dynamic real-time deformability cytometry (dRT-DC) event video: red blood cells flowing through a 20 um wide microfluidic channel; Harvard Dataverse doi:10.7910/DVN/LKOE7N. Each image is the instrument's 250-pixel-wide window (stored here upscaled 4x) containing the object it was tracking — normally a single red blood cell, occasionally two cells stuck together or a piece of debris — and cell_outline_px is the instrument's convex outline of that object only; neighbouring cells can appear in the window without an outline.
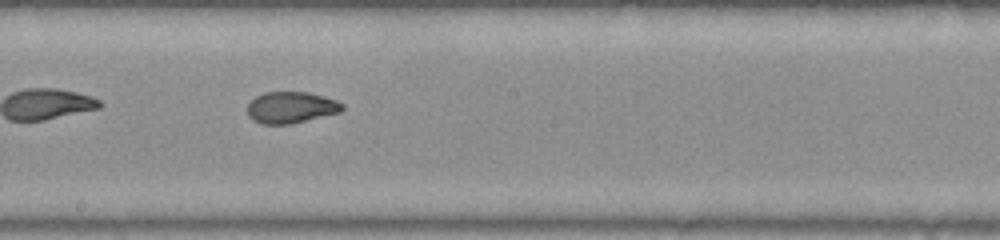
{"species": "common noctule bat (a hibernating species)", "species_latin": "Nyctalus noctula", "temperature_condition": "warm", "stored_images_in_passage": 28, "camera_frame_rate_fps": 3000, "um_per_image_px": 0.085, "animal": {"sex": "female", "body_mass_g": 22.0, "forearm_length_mm": 56.7}, "frame": {"image": 1, "passage_image": 13, "time_ms": 4.0, "image_size_px": [1000, 240], "cell_outline_px": [[344, 108], [340, 112], [288, 124], [260, 124], [252, 120], [248, 116], [248, 104], [256, 96], [264, 92], [308, 92], [324, 96], [336, 100], [344, 104]], "centroid_in_image_um": [24.72, 9.13], "position_along_channel_um": 223.5, "area_um2": 17.34}}
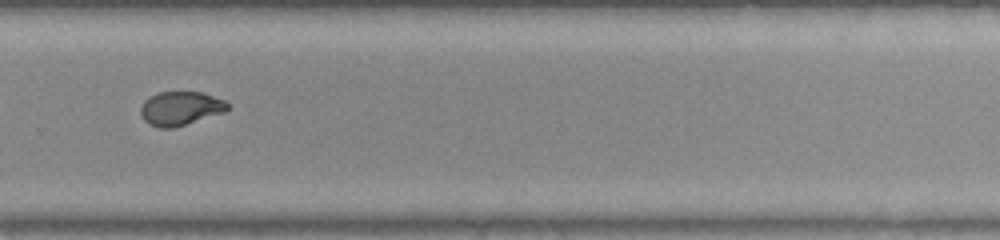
{"frame": {"image": 2, "passage_image": 20, "time_ms": 6.333, "image_size_px": [1000, 240], "cell_outline_px": [[228, 108], [224, 112], [172, 128], [160, 128], [148, 124], [140, 116], [140, 108], [144, 100], [148, 96], [160, 92], [200, 92], [224, 100], [228, 104]], "centroid_in_image_um": [15.28, 9.21], "position_along_channel_um": 314.5, "area_um2": 17.05}, "authors_computed_cell_mechanics": {"area_um2": 17.6579, "velocity_mm_per_s": 3.9028, "shape_relaxation_time_tau1_ms": null, "shape_relaxation_time_tau2_ms": 0.8041, "deformation_change_tau1": null, "deformation_change_tau2": 0.0445}}